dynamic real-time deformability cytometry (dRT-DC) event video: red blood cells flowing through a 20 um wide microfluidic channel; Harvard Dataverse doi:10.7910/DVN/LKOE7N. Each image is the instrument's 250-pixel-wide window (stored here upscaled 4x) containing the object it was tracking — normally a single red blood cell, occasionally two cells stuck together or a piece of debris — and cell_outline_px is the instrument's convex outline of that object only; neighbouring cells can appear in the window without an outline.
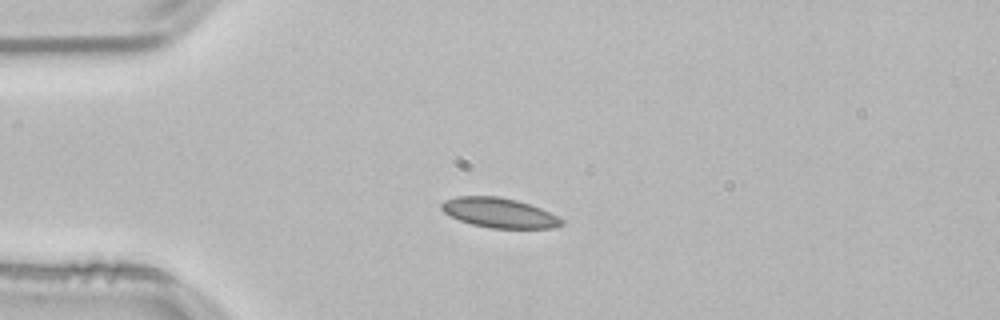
{"species": "common noctule bat (a hibernating species)", "species_latin": "Nyctalus noctula", "temperature_condition": "room temperature", "stored_images_in_passage": 41, "camera_frame_rate_fps": 3000, "um_per_image_px": 0.085, "animal": {"sex": "male", "body_mass_g": 21.5, "forearm_length_mm": 52.0}, "frame": {"image": 1, "passage_image": 1, "time_ms": 0.0, "image_size_px": [1000, 320], "cell_outline_px": [[564, 224], [552, 228], [488, 228], [472, 224], [460, 220], [444, 212], [440, 208], [440, 204], [444, 200], [456, 196], [496, 196], [516, 200], [540, 208], [564, 220]], "centroid_in_image_um": [42.4, 18.09], "position_along_channel_um": 42.6, "area_um2": 20.69}}
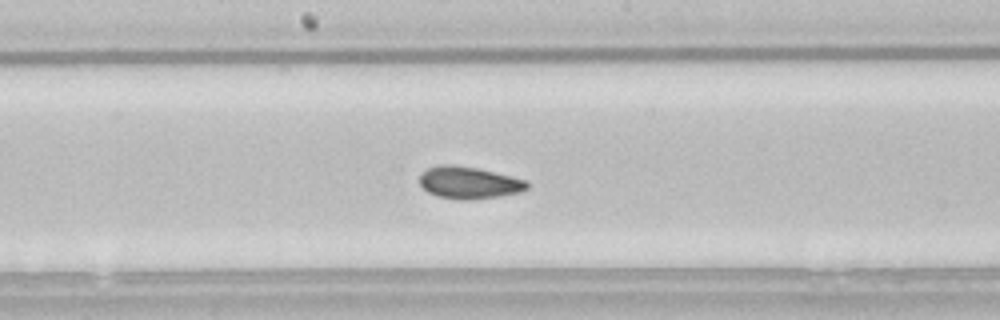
{"frame": {"image": 2, "passage_image": 16, "time_ms": 5.0, "image_size_px": [1000, 320], "cell_outline_px": [[528, 188], [520, 192], [500, 196], [468, 200], [464, 200], [436, 196], [428, 192], [420, 184], [420, 176], [428, 168], [440, 164], [452, 164], [476, 168], [512, 176], [528, 180]], "centroid_in_image_um": [39.88, 15.53], "position_along_channel_um": 208.3, "area_um2": 20.06}}
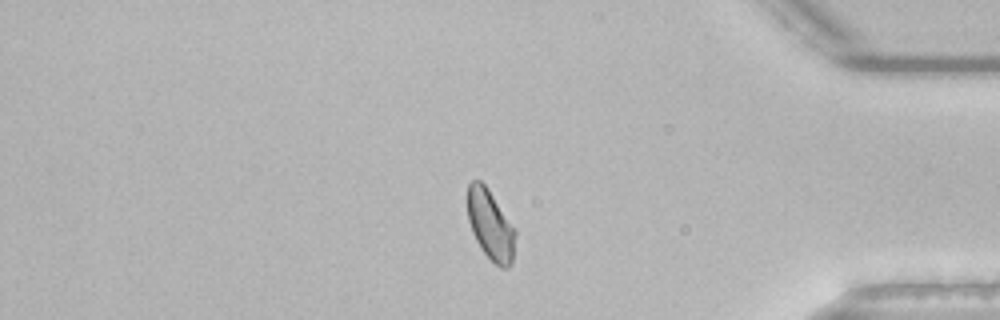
{"frame": {"image": 3, "passage_image": 33, "time_ms": 10.667, "image_size_px": [1000, 320], "cell_outline_px": [[516, 232], [512, 260], [508, 268], [500, 268], [480, 248], [472, 232], [468, 220], [468, 184], [472, 180], [480, 180], [488, 188]], "centroid_in_image_um": [41.67, 19.12], "position_along_channel_um": 393.5, "area_um2": 19.13}, "authors_computed_cell_mechanics": {"area_um2": 19.7676, "velocity_mm_per_s": 3.7788, "shape_relaxation_time_tau1_ms": 2.8564, "shape_relaxation_time_tau2_ms": 1.8195, "deformation_change_tau1": 0.0745, "deformation_change_tau2": 0.0605}}